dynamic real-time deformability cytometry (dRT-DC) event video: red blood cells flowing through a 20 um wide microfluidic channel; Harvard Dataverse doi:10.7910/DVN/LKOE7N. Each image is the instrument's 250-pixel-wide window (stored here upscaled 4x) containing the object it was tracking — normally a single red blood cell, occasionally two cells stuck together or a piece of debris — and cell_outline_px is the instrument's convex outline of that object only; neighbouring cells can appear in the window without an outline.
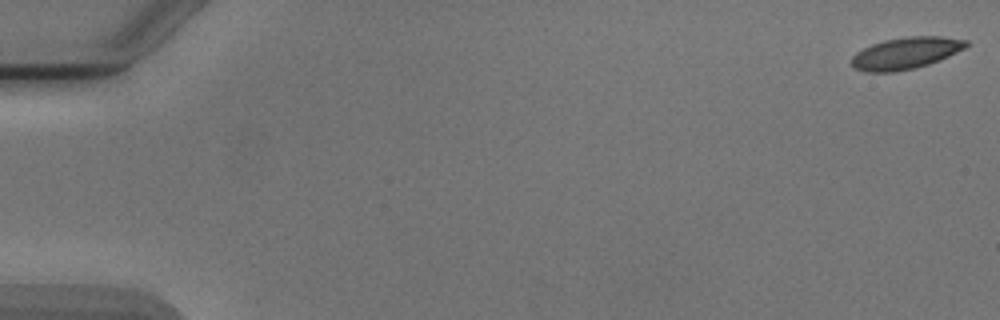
{"species": "Egyptian fruit bat (a non-hibernating species)", "species_latin": "Rousettus aegyptiacus", "temperature_condition": "cold", "stored_images_in_passage": 7, "camera_frame_rate_fps": 3000, "um_per_image_px": 0.085, "animal": {"sex": "male"}, "frame": {"image": 1, "passage_image": 1, "time_ms": 0.0, "image_size_px": [1000, 320], "cell_outline_px": [[968, 44], [964, 48], [940, 60], [916, 68], [892, 72], [868, 72], [856, 68], [852, 64], [852, 56], [856, 52], [872, 44], [884, 40], [908, 36], [940, 36], [968, 40]], "centroid_in_image_um": [76.99, 4.51], "position_along_channel_um": 8.0, "area_um2": 21.04}}
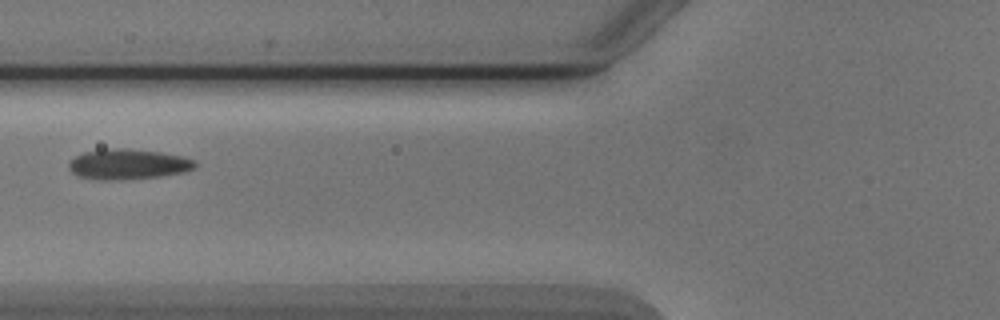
{"frame": {"image": 2, "passage_image": 6, "time_ms": 7.0, "image_size_px": [1000, 320], "cell_outline_px": [[196, 168], [184, 172], [160, 176], [120, 180], [104, 180], [76, 176], [68, 168], [68, 164], [76, 156], [84, 152], [104, 148], [124, 148], [160, 152], [184, 156], [196, 160]], "centroid_in_image_um": [10.9, 13.95], "position_along_channel_um": 114.9, "area_um2": 22.48}}
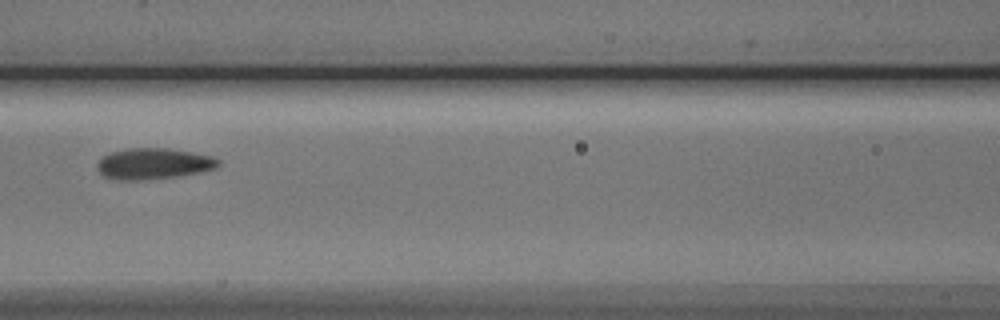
{"frame": {"image": 3, "passage_image": 7, "time_ms": 8.0, "image_size_px": [1000, 320], "cell_outline_px": [[220, 164], [216, 168], [200, 172], [176, 176], [136, 180], [120, 180], [104, 176], [96, 168], [96, 164], [100, 156], [112, 152], [128, 148], [168, 148], [192, 152], [212, 156], [220, 160]], "centroid_in_image_um": [13.03, 13.9], "position_along_channel_um": 153.6, "area_um2": 21.91}}